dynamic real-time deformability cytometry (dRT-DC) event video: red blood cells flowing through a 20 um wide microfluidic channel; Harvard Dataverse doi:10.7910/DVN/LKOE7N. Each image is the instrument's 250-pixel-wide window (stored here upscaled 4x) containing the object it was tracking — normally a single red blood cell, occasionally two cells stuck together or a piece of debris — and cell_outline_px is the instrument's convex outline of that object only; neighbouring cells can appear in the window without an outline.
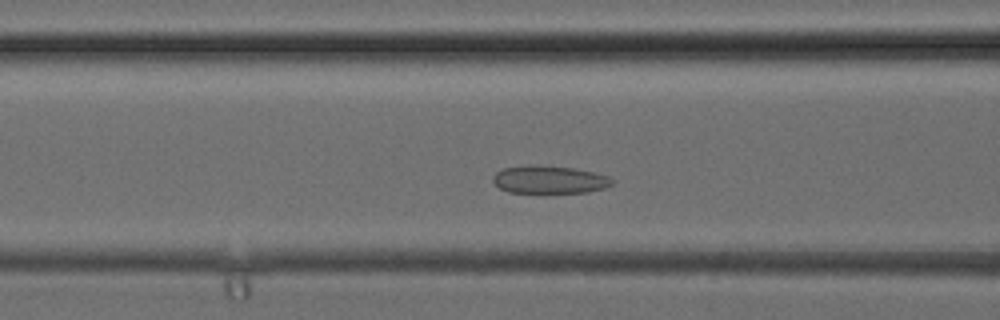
{"species": "common noctule bat (a hibernating species)", "species_latin": "Nyctalus noctula", "temperature_condition": "cold", "stored_images_in_passage": 34, "camera_frame_rate_fps": 3000, "um_per_image_px": 0.085, "animal": {"sex": "female", "body_mass_g": 24.6, "forearm_length_mm": 56.2}, "frame": {"image": 1, "passage_image": 11, "time_ms": 3.333, "image_size_px": [1000, 320], "cell_outline_px": [[616, 180], [612, 184], [604, 188], [588, 192], [508, 192], [500, 188], [492, 180], [492, 176], [496, 172], [504, 168], [572, 168], [592, 172], [608, 176]], "centroid_in_image_um": [46.75, 15.32], "position_along_channel_um": 119.8, "area_um2": 18.21}}
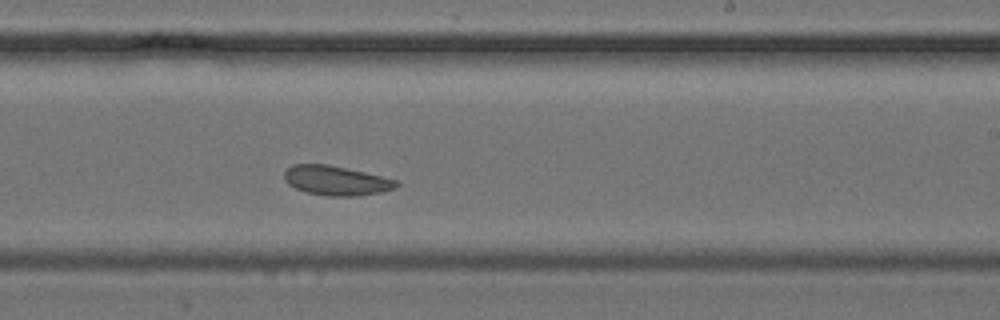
{"frame": {"image": 2, "passage_image": 19, "time_ms": 6.0, "image_size_px": [1000, 320], "cell_outline_px": [[400, 184], [396, 188], [380, 192], [360, 196], [328, 196], [308, 192], [296, 188], [288, 184], [284, 180], [284, 172], [292, 164], [328, 164], [364, 172], [396, 180]], "centroid_in_image_um": [28.56, 15.35], "position_along_channel_um": 260.4, "area_um2": 19.19}}
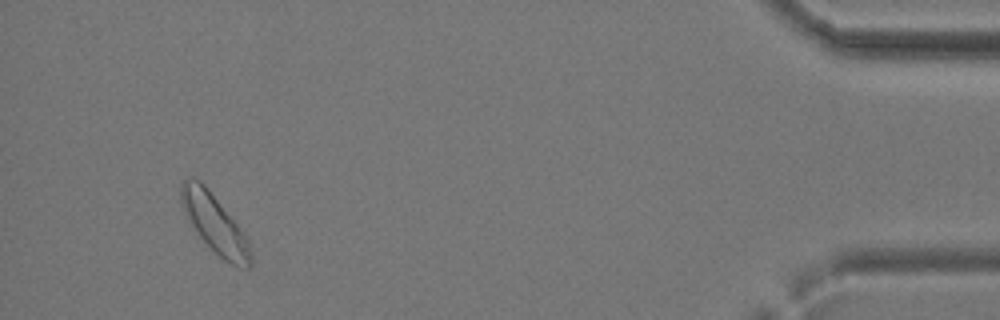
{"frame": {"image": 3, "passage_image": 32, "time_ms": 10.333, "image_size_px": [1000, 320], "cell_outline_px": [[252, 264], [248, 268], [244, 268], [232, 264], [224, 260], [196, 232], [184, 212], [180, 204], [180, 184], [184, 180], [200, 180], [204, 184], [240, 228], [248, 240], [252, 252]], "centroid_in_image_um": [18.25, 19.03], "position_along_channel_um": 417.0, "area_um2": 23.12}}